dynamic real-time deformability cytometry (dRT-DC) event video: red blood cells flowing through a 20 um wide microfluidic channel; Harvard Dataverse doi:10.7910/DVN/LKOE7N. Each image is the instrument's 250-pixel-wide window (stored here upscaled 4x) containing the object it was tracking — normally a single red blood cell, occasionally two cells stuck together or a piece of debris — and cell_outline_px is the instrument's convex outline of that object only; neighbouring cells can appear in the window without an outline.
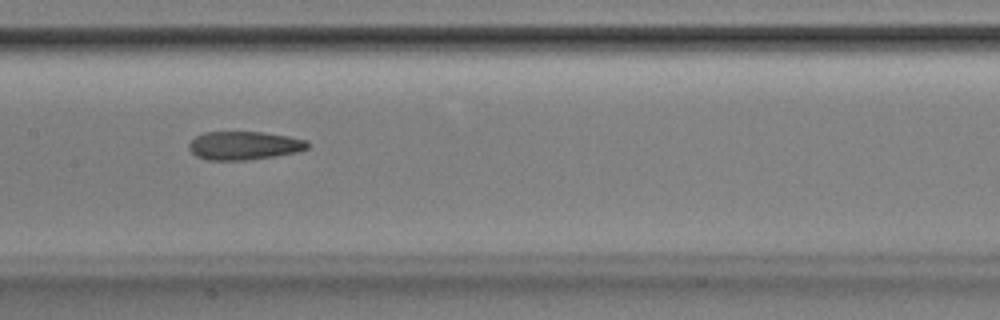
{"species": "Egyptian fruit bat (a non-hibernating species)", "species_latin": "Rousettus aegyptiacus", "temperature_condition": "room temperature", "stored_images_in_passage": 47, "camera_frame_rate_fps": 3000, "um_per_image_px": 0.085, "animal": {"sex": "male"}, "frame": {"image": 1, "passage_image": 21, "time_ms": 6.667, "image_size_px": [1000, 320], "cell_outline_px": [[308, 148], [296, 152], [248, 160], [208, 160], [196, 156], [188, 148], [188, 144], [196, 136], [204, 132], [264, 132], [288, 136], [308, 140]], "centroid_in_image_um": [20.73, 12.37], "position_along_channel_um": 186.7, "area_um2": 19.59}}
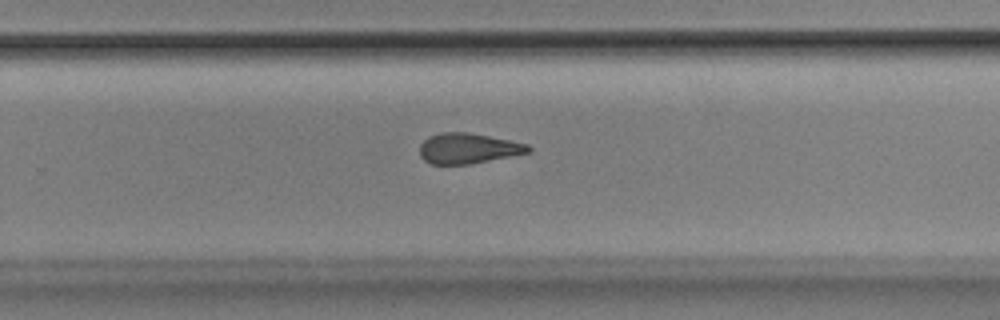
{"frame": {"image": 2, "passage_image": 29, "time_ms": 9.333, "image_size_px": [1000, 320], "cell_outline_px": [[532, 152], [468, 164], [432, 164], [424, 160], [420, 156], [420, 144], [428, 136], [440, 132], [468, 132], [528, 144], [532, 148]], "centroid_in_image_um": [39.78, 12.6], "position_along_channel_um": 290.0, "area_um2": 19.19}}
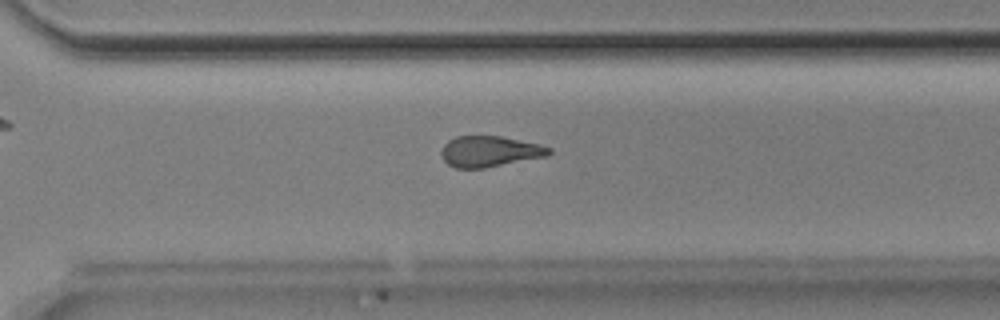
{"frame": {"image": 3, "passage_image": 32, "time_ms": 10.333, "image_size_px": [1000, 320], "cell_outline_px": [[552, 152], [548, 156], [484, 168], [456, 168], [448, 164], [444, 160], [440, 152], [444, 144], [448, 140], [456, 136], [500, 136], [540, 144], [552, 148]], "centroid_in_image_um": [41.63, 12.87], "position_along_channel_um": 329.0, "area_um2": 19.42}, "authors_computed_cell_mechanics": {"area_um2": 19.8832, "velocity_mm_per_s": 3.8976, "shape_relaxation_time_tau1_ms": null, "shape_relaxation_time_tau2_ms": 2.4793, "deformation_change_tau1": null, "deformation_change_tau2": 0.1279}}